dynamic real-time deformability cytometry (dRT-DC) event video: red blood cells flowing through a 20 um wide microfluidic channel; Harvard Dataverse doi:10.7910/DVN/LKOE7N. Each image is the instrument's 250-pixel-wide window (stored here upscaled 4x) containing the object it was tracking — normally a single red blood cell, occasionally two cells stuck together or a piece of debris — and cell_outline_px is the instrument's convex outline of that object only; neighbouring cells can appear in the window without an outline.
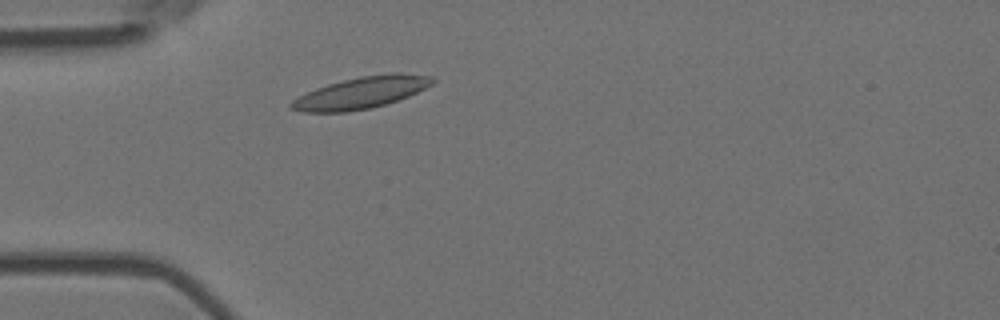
{"species": "Egyptian fruit bat (a non-hibernating species)", "species_latin": "Rousettus aegyptiacus", "temperature_condition": "room temperature", "stored_images_in_passage": 3, "camera_frame_rate_fps": 3000, "um_per_image_px": 0.085, "animal": {"sex": "female"}, "frame": {"image": 1, "passage_image": 2, "time_ms": 0.333, "image_size_px": [1000, 320], "cell_outline_px": [[436, 80], [432, 84], [408, 96], [384, 104], [368, 108], [348, 112], [300, 112], [288, 108], [288, 104], [292, 100], [316, 88], [328, 84], [360, 76], [392, 72], [400, 72], [432, 76]], "centroid_in_image_um": [30.68, 7.87], "position_along_channel_um": 54.3, "area_um2": 26.01}}